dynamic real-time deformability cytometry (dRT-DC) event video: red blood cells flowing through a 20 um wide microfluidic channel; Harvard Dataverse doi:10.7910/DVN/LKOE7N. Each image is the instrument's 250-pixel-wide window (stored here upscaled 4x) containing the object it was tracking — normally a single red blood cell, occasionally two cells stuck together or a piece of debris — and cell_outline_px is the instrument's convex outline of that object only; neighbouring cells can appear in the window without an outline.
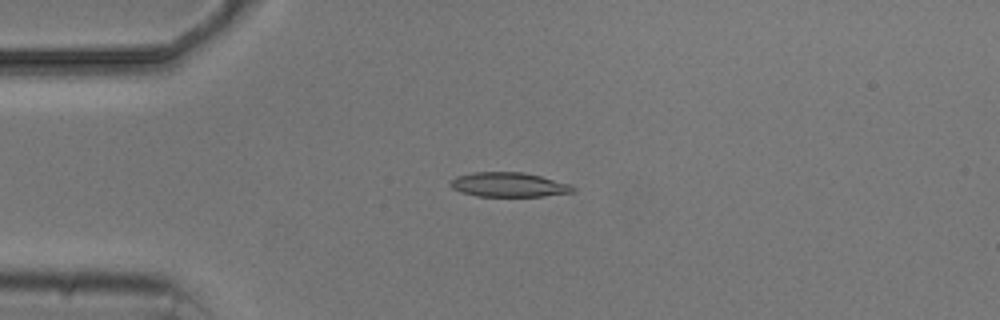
{"species": "common noctule bat (a hibernating species)", "species_latin": "Nyctalus noctula", "temperature_condition": "cold", "stored_images_in_passage": 12, "camera_frame_rate_fps": 3000, "um_per_image_px": 0.085, "animal": {"sex": "male", "body_mass_g": 20.5, "forearm_length_mm": 52.5}, "frame": {"image": 1, "passage_image": 2, "time_ms": 1.0, "image_size_px": [1000, 320], "cell_outline_px": [[576, 192], [544, 196], [476, 196], [460, 192], [452, 188], [448, 184], [448, 180], [456, 176], [472, 172], [524, 172], [572, 184], [576, 188]], "centroid_in_image_um": [43.23, 15.7], "position_along_channel_um": 41.8, "area_um2": 17.8}}
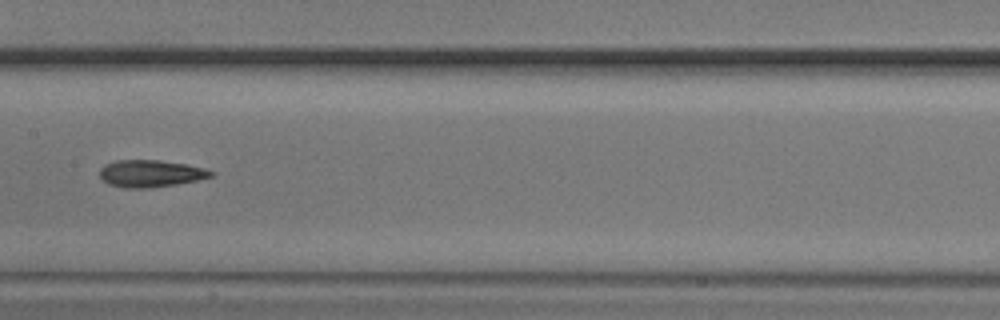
{"frame": {"image": 2, "passage_image": 6, "time_ms": 5.667, "image_size_px": [1000, 320], "cell_outline_px": [[216, 172], [212, 176], [196, 180], [176, 184], [148, 188], [124, 188], [108, 184], [100, 176], [100, 168], [104, 164], [116, 160], [160, 160], [188, 164], [204, 168]], "centroid_in_image_um": [12.79, 14.74], "position_along_channel_um": 194.6, "area_um2": 17.63}}
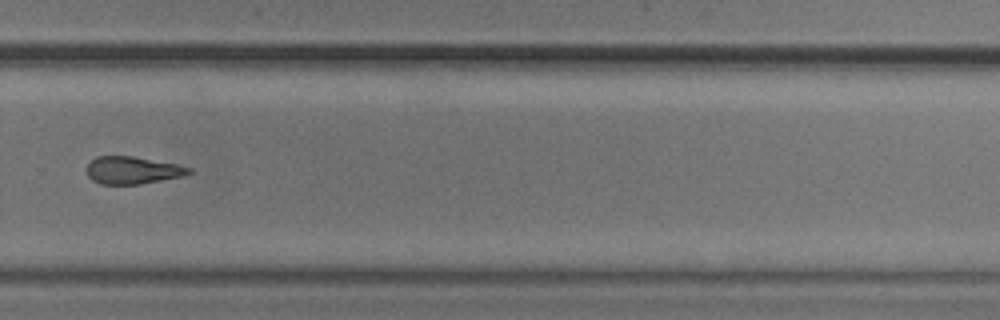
{"frame": {"image": 3, "passage_image": 9, "time_ms": 9.0, "image_size_px": [1000, 320], "cell_outline_px": [[192, 172], [180, 176], [140, 184], [100, 184], [92, 180], [88, 176], [84, 168], [96, 156], [132, 156], [176, 164], [192, 168]], "centroid_in_image_um": [11.2, 14.47], "position_along_channel_um": 318.6, "area_um2": 16.24}}